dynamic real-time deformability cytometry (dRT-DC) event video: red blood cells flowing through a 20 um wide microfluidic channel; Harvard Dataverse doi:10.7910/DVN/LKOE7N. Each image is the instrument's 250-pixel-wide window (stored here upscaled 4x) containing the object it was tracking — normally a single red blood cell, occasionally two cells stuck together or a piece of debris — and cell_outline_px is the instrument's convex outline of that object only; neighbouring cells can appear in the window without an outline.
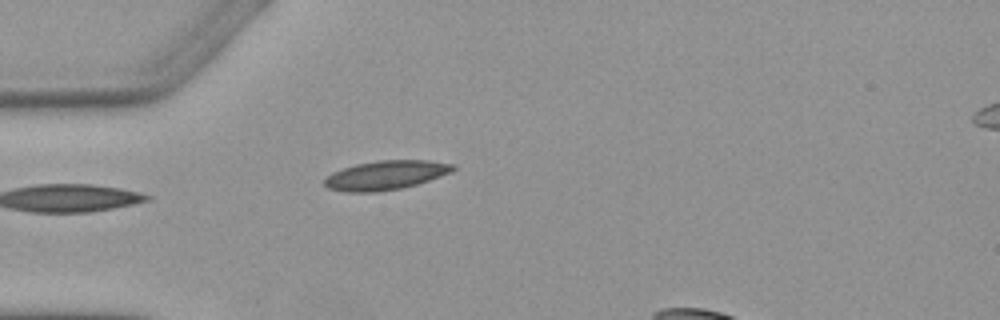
{"species": "Egyptian fruit bat (a non-hibernating species)", "species_latin": "Rousettus aegyptiacus", "temperature_condition": "warm", "stored_images_in_passage": 2, "camera_frame_rate_fps": 3000, "um_per_image_px": 0.085, "animal": {"sex": "female"}, "frame": {"image": 1, "passage_image": 2, "time_ms": 1.333, "image_size_px": [1000, 320], "cell_outline_px": [[456, 168], [452, 172], [416, 184], [400, 188], [376, 192], [344, 192], [328, 188], [324, 184], [324, 176], [332, 172], [356, 164], [376, 160], [428, 160], [456, 164]], "centroid_in_image_um": [32.77, 14.88], "position_along_channel_um": 52.2, "area_um2": 21.91}}